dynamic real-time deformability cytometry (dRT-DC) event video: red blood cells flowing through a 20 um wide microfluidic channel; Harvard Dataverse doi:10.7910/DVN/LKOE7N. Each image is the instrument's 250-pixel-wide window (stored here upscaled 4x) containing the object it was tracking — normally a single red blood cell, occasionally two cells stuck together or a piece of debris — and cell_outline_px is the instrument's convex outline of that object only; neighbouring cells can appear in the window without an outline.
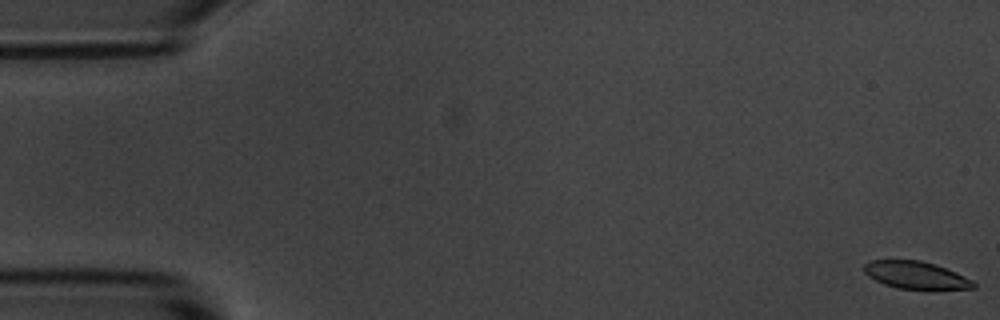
{"species": "common noctule bat (a hibernating species)", "species_latin": "Nyctalus noctula", "temperature_condition": "room temperature", "stored_images_in_passage": 56, "camera_frame_rate_fps": 3000, "um_per_image_px": 0.085, "animal": {"sex": "male", "body_mass_g": 20.1, "forearm_length_mm": 53.5}, "frame": {"image": 1, "passage_image": 1, "time_ms": 0.0, "image_size_px": [1000, 320], "cell_outline_px": [[976, 288], [896, 288], [884, 284], [868, 276], [864, 272], [864, 264], [868, 260], [920, 260], [936, 264], [956, 272], [972, 280], [976, 284]], "centroid_in_image_um": [77.81, 23.36], "position_along_channel_um": 7.2, "area_um2": 17.22}}
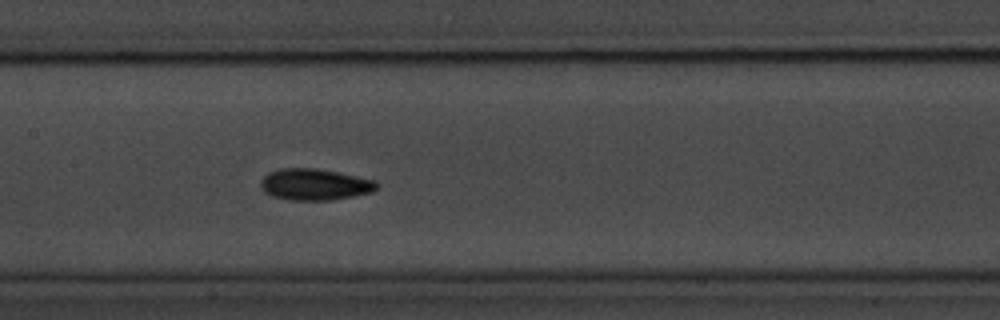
{"frame": {"image": 2, "passage_image": 27, "time_ms": 8.667, "image_size_px": [1000, 320], "cell_outline_px": [[380, 184], [372, 192], [332, 200], [288, 200], [272, 196], [264, 192], [260, 188], [260, 180], [268, 172], [280, 168], [316, 168], [376, 180]], "centroid_in_image_um": [26.72, 15.68], "position_along_channel_um": 180.7, "area_um2": 21.39}}
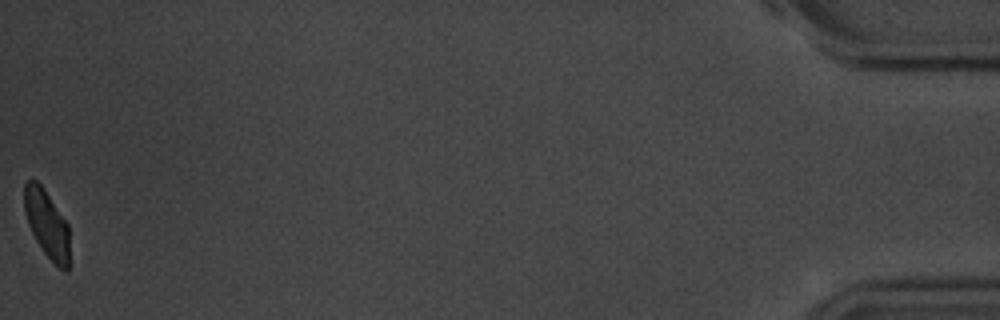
{"frame": {"image": 3, "passage_image": 56, "time_ms": 18.333, "image_size_px": [1000, 320], "cell_outline_px": [[72, 264], [68, 272], [64, 272], [44, 252], [36, 240], [28, 224], [24, 212], [24, 180], [32, 176], [44, 188], [68, 224]], "centroid_in_image_um": [4.02, 19.05], "position_along_channel_um": 431.2, "area_um2": 18.55}, "authors_computed_cell_mechanics": {"area_um2": 19.4786, "velocity_mm_per_s": 3.6107, "shape_relaxation_time_tau1_ms": 3.2836, "shape_relaxation_time_tau2_ms": 3.1851, "deformation_change_tau1": 0.1068, "deformation_change_tau2": 0.0774}}